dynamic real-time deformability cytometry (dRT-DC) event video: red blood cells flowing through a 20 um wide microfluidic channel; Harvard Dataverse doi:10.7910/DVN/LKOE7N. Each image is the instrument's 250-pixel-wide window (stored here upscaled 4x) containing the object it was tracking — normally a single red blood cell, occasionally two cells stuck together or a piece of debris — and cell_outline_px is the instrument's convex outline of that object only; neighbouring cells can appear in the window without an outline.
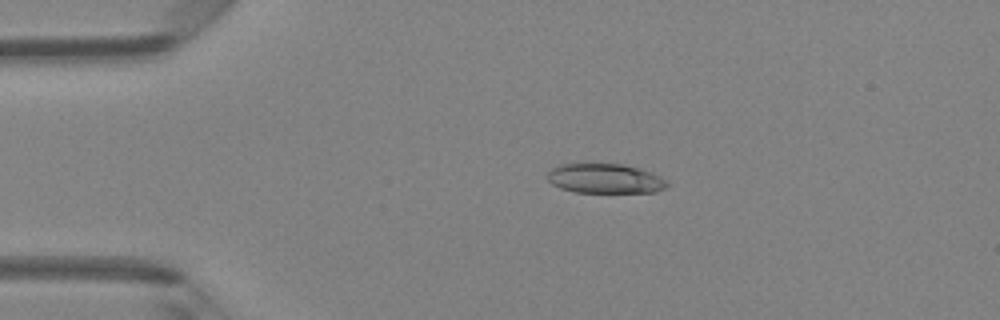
{"species": "Egyptian fruit bat (a non-hibernating species)", "species_latin": "Rousettus aegyptiacus", "temperature_condition": "room temperature", "stored_images_in_passage": 47, "camera_frame_rate_fps": 3000, "um_per_image_px": 0.085, "animal": {"sex": "female"}, "frame": {"image": 1, "passage_image": 9, "time_ms": 2.667, "image_size_px": [1000, 320], "cell_outline_px": [[668, 184], [664, 188], [656, 192], [576, 192], [560, 188], [552, 184], [548, 180], [548, 172], [552, 168], [560, 164], [624, 164], [660, 176], [668, 180]], "centroid_in_image_um": [51.42, 15.18], "position_along_channel_um": 33.6, "area_um2": 20.46}}
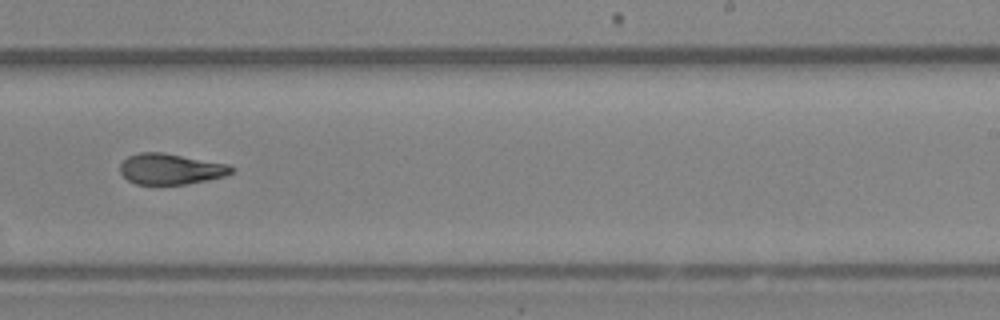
{"frame": {"image": 2, "passage_image": 29, "time_ms": 9.333, "image_size_px": [1000, 320], "cell_outline_px": [[236, 168], [232, 172], [224, 176], [208, 180], [188, 184], [136, 184], [128, 180], [120, 172], [120, 164], [128, 156], [140, 152], [164, 152], [228, 164]], "centroid_in_image_um": [14.52, 14.36], "position_along_channel_um": 274.5, "area_um2": 20.06}}
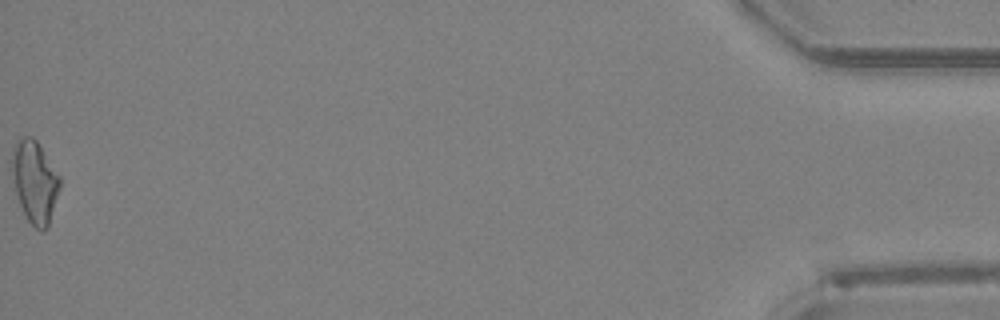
{"frame": {"image": 3, "passage_image": 47, "time_ms": 15.333, "image_size_px": [1000, 320], "cell_outline_px": [[60, 188], [48, 228], [44, 232], [40, 232], [28, 220], [20, 204], [16, 192], [12, 172], [12, 148], [16, 140], [24, 136], [32, 136], [36, 140], [60, 176]], "centroid_in_image_um": [2.96, 15.45], "position_along_channel_um": 432.2, "area_um2": 22.83}, "authors_computed_cell_mechanics": {"area_um2": 20.8658, "velocity_mm_per_s": 4.2794, "shape_relaxation_time_tau1_ms": 4.9106, "shape_relaxation_time_tau2_ms": 2.3536, "deformation_change_tau1": 0.1922, "deformation_change_tau2": 0.109}}